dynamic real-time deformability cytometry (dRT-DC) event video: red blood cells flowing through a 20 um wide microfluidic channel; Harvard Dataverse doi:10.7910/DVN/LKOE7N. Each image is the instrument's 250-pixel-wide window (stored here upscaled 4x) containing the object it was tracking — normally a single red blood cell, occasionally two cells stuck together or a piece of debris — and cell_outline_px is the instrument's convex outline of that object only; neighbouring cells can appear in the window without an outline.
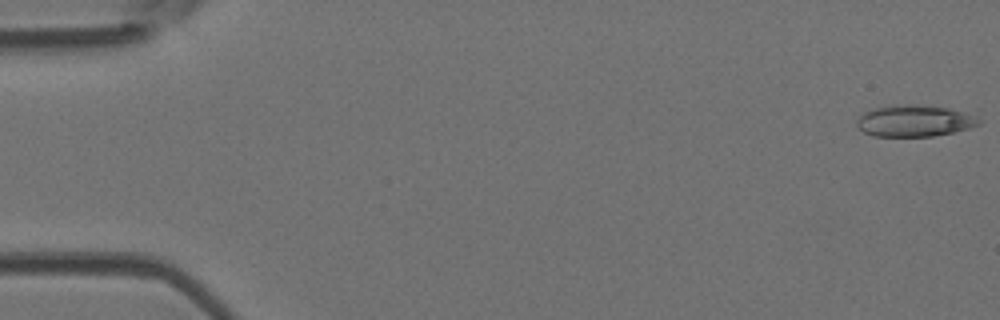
{"species": "Egyptian fruit bat (a non-hibernating species)", "species_latin": "Rousettus aegyptiacus", "temperature_condition": "room temperature", "stored_images_in_passage": 52, "camera_frame_rate_fps": 3000, "um_per_image_px": 0.085, "animal": {"sex": "female"}, "frame": {"image": 1, "passage_image": 1, "time_ms": 0.0, "image_size_px": [1000, 320], "cell_outline_px": [[984, 120], [980, 124], [968, 128], [952, 132], [932, 136], [872, 136], [856, 128], [856, 120], [864, 112], [876, 108], [892, 104], [916, 104], [948, 108], [964, 112], [976, 116]], "centroid_in_image_um": [77.71, 10.26], "position_along_channel_um": 7.3, "area_um2": 22.6}}
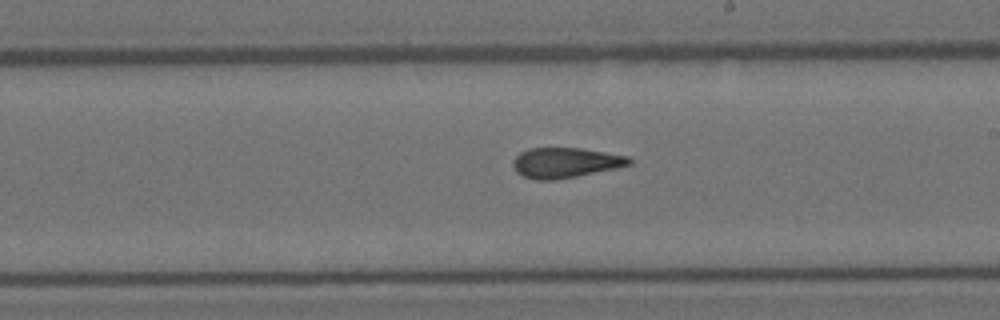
{"frame": {"image": 2, "passage_image": 30, "time_ms": 9.667, "image_size_px": [1000, 320], "cell_outline_px": [[632, 164], [616, 168], [556, 180], [536, 180], [524, 176], [516, 172], [512, 164], [512, 160], [520, 152], [528, 148], [580, 148], [628, 156], [632, 160]], "centroid_in_image_um": [48.03, 13.83], "position_along_channel_um": 241.0, "area_um2": 20.4}}
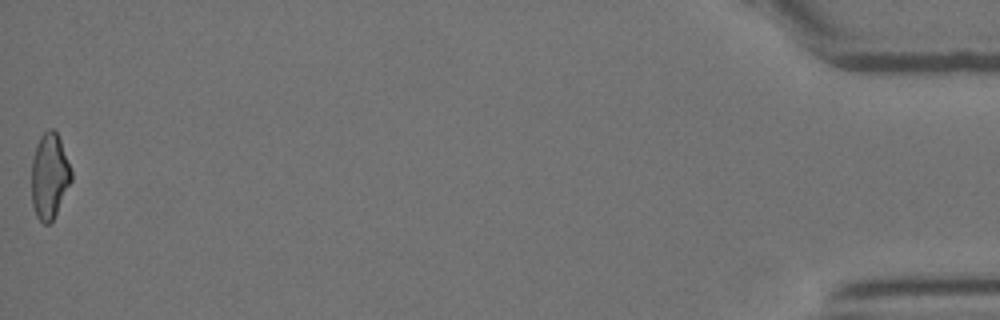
{"frame": {"image": 3, "passage_image": 52, "time_ms": 17.0, "image_size_px": [1000, 320], "cell_outline_px": [[72, 180], [52, 220], [48, 224], [44, 224], [36, 216], [32, 204], [32, 160], [36, 144], [40, 136], [48, 128], [52, 128], [56, 132], [60, 140], [72, 172]], "centroid_in_image_um": [4.19, 14.94], "position_along_channel_um": 431.0, "area_um2": 19.59}, "authors_computed_cell_mechanics": {"area_um2": 21.1548, "velocity_mm_per_s": 3.9265, "shape_relaxation_time_tau1_ms": null, "shape_relaxation_time_tau2_ms": 1.3253, "deformation_change_tau1": null, "deformation_change_tau2": 0.0982}}